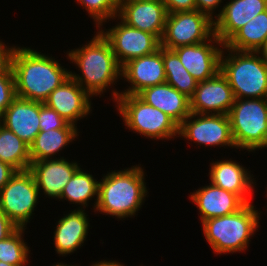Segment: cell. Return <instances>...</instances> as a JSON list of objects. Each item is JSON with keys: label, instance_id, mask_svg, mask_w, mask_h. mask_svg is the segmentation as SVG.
<instances>
[{"label": "cell", "instance_id": "6da1fadb", "mask_svg": "<svg viewBox=\"0 0 267 266\" xmlns=\"http://www.w3.org/2000/svg\"><path fill=\"white\" fill-rule=\"evenodd\" d=\"M58 62L34 49L12 46L9 64L15 78L16 96L44 103L70 77L71 71Z\"/></svg>", "mask_w": 267, "mask_h": 266}, {"label": "cell", "instance_id": "7a4b0ae2", "mask_svg": "<svg viewBox=\"0 0 267 266\" xmlns=\"http://www.w3.org/2000/svg\"><path fill=\"white\" fill-rule=\"evenodd\" d=\"M86 45L67 52L68 59L76 64L81 76L70 72V76L92 97L101 95L121 77V66L109 41L98 30Z\"/></svg>", "mask_w": 267, "mask_h": 266}, {"label": "cell", "instance_id": "3957f363", "mask_svg": "<svg viewBox=\"0 0 267 266\" xmlns=\"http://www.w3.org/2000/svg\"><path fill=\"white\" fill-rule=\"evenodd\" d=\"M144 176L139 165L108 172L101 179L102 182L99 181L95 211L117 219L134 216L148 194Z\"/></svg>", "mask_w": 267, "mask_h": 266}, {"label": "cell", "instance_id": "277c9868", "mask_svg": "<svg viewBox=\"0 0 267 266\" xmlns=\"http://www.w3.org/2000/svg\"><path fill=\"white\" fill-rule=\"evenodd\" d=\"M226 49L229 54L224 56L222 52L220 72L229 82L235 99L267 98V60L261 52L238 51L224 45Z\"/></svg>", "mask_w": 267, "mask_h": 266}, {"label": "cell", "instance_id": "5b68a950", "mask_svg": "<svg viewBox=\"0 0 267 266\" xmlns=\"http://www.w3.org/2000/svg\"><path fill=\"white\" fill-rule=\"evenodd\" d=\"M254 207L246 203L232 214L201 222L204 236L215 253L230 254L248 248L251 236L259 227L260 213Z\"/></svg>", "mask_w": 267, "mask_h": 266}, {"label": "cell", "instance_id": "8992f818", "mask_svg": "<svg viewBox=\"0 0 267 266\" xmlns=\"http://www.w3.org/2000/svg\"><path fill=\"white\" fill-rule=\"evenodd\" d=\"M227 115L237 149L267 147V98L235 99Z\"/></svg>", "mask_w": 267, "mask_h": 266}, {"label": "cell", "instance_id": "52a82bcc", "mask_svg": "<svg viewBox=\"0 0 267 266\" xmlns=\"http://www.w3.org/2000/svg\"><path fill=\"white\" fill-rule=\"evenodd\" d=\"M116 107L125 126L151 139H169L178 135V125L161 110L148 105L137 95L120 94Z\"/></svg>", "mask_w": 267, "mask_h": 266}, {"label": "cell", "instance_id": "ba28073f", "mask_svg": "<svg viewBox=\"0 0 267 266\" xmlns=\"http://www.w3.org/2000/svg\"><path fill=\"white\" fill-rule=\"evenodd\" d=\"M39 194L32 172L29 169L16 171L0 190V209L18 228H25Z\"/></svg>", "mask_w": 267, "mask_h": 266}, {"label": "cell", "instance_id": "9c48e42d", "mask_svg": "<svg viewBox=\"0 0 267 266\" xmlns=\"http://www.w3.org/2000/svg\"><path fill=\"white\" fill-rule=\"evenodd\" d=\"M214 35V21L198 10L168 13L161 47L175 48L208 41Z\"/></svg>", "mask_w": 267, "mask_h": 266}, {"label": "cell", "instance_id": "30bf717a", "mask_svg": "<svg viewBox=\"0 0 267 266\" xmlns=\"http://www.w3.org/2000/svg\"><path fill=\"white\" fill-rule=\"evenodd\" d=\"M178 135L200 145L236 147L230 120L224 114L190 113L178 126Z\"/></svg>", "mask_w": 267, "mask_h": 266}, {"label": "cell", "instance_id": "8fae6325", "mask_svg": "<svg viewBox=\"0 0 267 266\" xmlns=\"http://www.w3.org/2000/svg\"><path fill=\"white\" fill-rule=\"evenodd\" d=\"M100 30L109 41L121 67L126 62L152 54L161 47L160 40L154 34L130 27L122 20L108 31Z\"/></svg>", "mask_w": 267, "mask_h": 266}, {"label": "cell", "instance_id": "7c38bea8", "mask_svg": "<svg viewBox=\"0 0 267 266\" xmlns=\"http://www.w3.org/2000/svg\"><path fill=\"white\" fill-rule=\"evenodd\" d=\"M121 77L131 83L124 92L113 91L114 101L120 94L137 95L145 88L163 84L166 82L164 62L162 59V47L152 54L144 55L139 58L126 62L121 68Z\"/></svg>", "mask_w": 267, "mask_h": 266}, {"label": "cell", "instance_id": "4fadbf2b", "mask_svg": "<svg viewBox=\"0 0 267 266\" xmlns=\"http://www.w3.org/2000/svg\"><path fill=\"white\" fill-rule=\"evenodd\" d=\"M211 43H216V45ZM223 48L224 44L213 35L206 42L181 46L173 49V51L178 55L187 71L200 82L211 79L220 72Z\"/></svg>", "mask_w": 267, "mask_h": 266}, {"label": "cell", "instance_id": "5bb4252c", "mask_svg": "<svg viewBox=\"0 0 267 266\" xmlns=\"http://www.w3.org/2000/svg\"><path fill=\"white\" fill-rule=\"evenodd\" d=\"M234 102L233 90L219 72L211 79L198 82L194 95L190 98V112L227 115Z\"/></svg>", "mask_w": 267, "mask_h": 266}, {"label": "cell", "instance_id": "9a60e30c", "mask_svg": "<svg viewBox=\"0 0 267 266\" xmlns=\"http://www.w3.org/2000/svg\"><path fill=\"white\" fill-rule=\"evenodd\" d=\"M161 0L119 1L118 19L128 26L154 34L161 39L167 18Z\"/></svg>", "mask_w": 267, "mask_h": 266}, {"label": "cell", "instance_id": "2e32d148", "mask_svg": "<svg viewBox=\"0 0 267 266\" xmlns=\"http://www.w3.org/2000/svg\"><path fill=\"white\" fill-rule=\"evenodd\" d=\"M91 96L70 76L58 86L44 101L65 121L76 126L79 118L91 112Z\"/></svg>", "mask_w": 267, "mask_h": 266}, {"label": "cell", "instance_id": "e0dca14e", "mask_svg": "<svg viewBox=\"0 0 267 266\" xmlns=\"http://www.w3.org/2000/svg\"><path fill=\"white\" fill-rule=\"evenodd\" d=\"M214 19V35L225 44L241 27L267 10V0H230Z\"/></svg>", "mask_w": 267, "mask_h": 266}, {"label": "cell", "instance_id": "ac0fdd59", "mask_svg": "<svg viewBox=\"0 0 267 266\" xmlns=\"http://www.w3.org/2000/svg\"><path fill=\"white\" fill-rule=\"evenodd\" d=\"M79 168L77 162L66 161L61 157L31 162L29 170L35 178L39 193L43 190L49 198L59 199L64 187Z\"/></svg>", "mask_w": 267, "mask_h": 266}, {"label": "cell", "instance_id": "d6986e66", "mask_svg": "<svg viewBox=\"0 0 267 266\" xmlns=\"http://www.w3.org/2000/svg\"><path fill=\"white\" fill-rule=\"evenodd\" d=\"M39 102L16 97L0 116V124L31 145L40 132Z\"/></svg>", "mask_w": 267, "mask_h": 266}, {"label": "cell", "instance_id": "ffe728a7", "mask_svg": "<svg viewBox=\"0 0 267 266\" xmlns=\"http://www.w3.org/2000/svg\"><path fill=\"white\" fill-rule=\"evenodd\" d=\"M190 199L199 208L201 222L232 214L246 204L237 194L213 184L201 187L191 193Z\"/></svg>", "mask_w": 267, "mask_h": 266}, {"label": "cell", "instance_id": "44dd1931", "mask_svg": "<svg viewBox=\"0 0 267 266\" xmlns=\"http://www.w3.org/2000/svg\"><path fill=\"white\" fill-rule=\"evenodd\" d=\"M137 96L167 114L178 126L190 115V99L168 83L151 86Z\"/></svg>", "mask_w": 267, "mask_h": 266}, {"label": "cell", "instance_id": "7402d4cb", "mask_svg": "<svg viewBox=\"0 0 267 266\" xmlns=\"http://www.w3.org/2000/svg\"><path fill=\"white\" fill-rule=\"evenodd\" d=\"M244 168L231 159L214 162L209 170L211 184L237 194L245 203H250L248 196L255 187L254 178L252 179L254 176Z\"/></svg>", "mask_w": 267, "mask_h": 266}, {"label": "cell", "instance_id": "603a6c76", "mask_svg": "<svg viewBox=\"0 0 267 266\" xmlns=\"http://www.w3.org/2000/svg\"><path fill=\"white\" fill-rule=\"evenodd\" d=\"M89 221L85 209L80 207L59 219L54 232V245L58 254L74 253L88 235Z\"/></svg>", "mask_w": 267, "mask_h": 266}, {"label": "cell", "instance_id": "cb8c5ba5", "mask_svg": "<svg viewBox=\"0 0 267 266\" xmlns=\"http://www.w3.org/2000/svg\"><path fill=\"white\" fill-rule=\"evenodd\" d=\"M267 42V10L241 27L224 45L238 51H261Z\"/></svg>", "mask_w": 267, "mask_h": 266}, {"label": "cell", "instance_id": "d4e9b609", "mask_svg": "<svg viewBox=\"0 0 267 266\" xmlns=\"http://www.w3.org/2000/svg\"><path fill=\"white\" fill-rule=\"evenodd\" d=\"M78 128H60L40 131L30 145L31 162L51 159L78 137ZM53 155V156H52Z\"/></svg>", "mask_w": 267, "mask_h": 266}, {"label": "cell", "instance_id": "484cf974", "mask_svg": "<svg viewBox=\"0 0 267 266\" xmlns=\"http://www.w3.org/2000/svg\"><path fill=\"white\" fill-rule=\"evenodd\" d=\"M0 161L16 171L28 170L31 165L30 146L0 124Z\"/></svg>", "mask_w": 267, "mask_h": 266}, {"label": "cell", "instance_id": "4316f807", "mask_svg": "<svg viewBox=\"0 0 267 266\" xmlns=\"http://www.w3.org/2000/svg\"><path fill=\"white\" fill-rule=\"evenodd\" d=\"M98 184L99 181H96L92 174L86 173V171L79 168L70 181L64 187L60 200H68L69 203L82 205V208H86L89 203V200L96 196V201L94 202V210L98 201ZM84 206V207H83Z\"/></svg>", "mask_w": 267, "mask_h": 266}, {"label": "cell", "instance_id": "83f0119b", "mask_svg": "<svg viewBox=\"0 0 267 266\" xmlns=\"http://www.w3.org/2000/svg\"><path fill=\"white\" fill-rule=\"evenodd\" d=\"M162 59L164 62L166 83L190 99L194 95L198 81L187 71L173 50L162 47Z\"/></svg>", "mask_w": 267, "mask_h": 266}, {"label": "cell", "instance_id": "f1b7e54d", "mask_svg": "<svg viewBox=\"0 0 267 266\" xmlns=\"http://www.w3.org/2000/svg\"><path fill=\"white\" fill-rule=\"evenodd\" d=\"M17 228L6 239L0 241V261L14 266H24L28 262L29 247L24 239V230Z\"/></svg>", "mask_w": 267, "mask_h": 266}, {"label": "cell", "instance_id": "f546056e", "mask_svg": "<svg viewBox=\"0 0 267 266\" xmlns=\"http://www.w3.org/2000/svg\"><path fill=\"white\" fill-rule=\"evenodd\" d=\"M88 14L94 19L95 24L101 28L107 19H115L119 12V0H77Z\"/></svg>", "mask_w": 267, "mask_h": 266}, {"label": "cell", "instance_id": "4dcf8cb0", "mask_svg": "<svg viewBox=\"0 0 267 266\" xmlns=\"http://www.w3.org/2000/svg\"><path fill=\"white\" fill-rule=\"evenodd\" d=\"M16 97L15 78L8 63L3 69H0V116Z\"/></svg>", "mask_w": 267, "mask_h": 266}, {"label": "cell", "instance_id": "1f68e13d", "mask_svg": "<svg viewBox=\"0 0 267 266\" xmlns=\"http://www.w3.org/2000/svg\"><path fill=\"white\" fill-rule=\"evenodd\" d=\"M40 131L55 130L60 128H77L65 121L55 110L39 102Z\"/></svg>", "mask_w": 267, "mask_h": 266}, {"label": "cell", "instance_id": "d6a6232c", "mask_svg": "<svg viewBox=\"0 0 267 266\" xmlns=\"http://www.w3.org/2000/svg\"><path fill=\"white\" fill-rule=\"evenodd\" d=\"M167 13L185 12L196 10L195 0H161Z\"/></svg>", "mask_w": 267, "mask_h": 266}, {"label": "cell", "instance_id": "836d02e7", "mask_svg": "<svg viewBox=\"0 0 267 266\" xmlns=\"http://www.w3.org/2000/svg\"><path fill=\"white\" fill-rule=\"evenodd\" d=\"M196 10L201 13L206 14L212 21H214L213 11L216 9L219 4L222 3V0H195Z\"/></svg>", "mask_w": 267, "mask_h": 266}, {"label": "cell", "instance_id": "e575fe53", "mask_svg": "<svg viewBox=\"0 0 267 266\" xmlns=\"http://www.w3.org/2000/svg\"><path fill=\"white\" fill-rule=\"evenodd\" d=\"M18 227L0 209V241L6 239Z\"/></svg>", "mask_w": 267, "mask_h": 266}, {"label": "cell", "instance_id": "d590c367", "mask_svg": "<svg viewBox=\"0 0 267 266\" xmlns=\"http://www.w3.org/2000/svg\"><path fill=\"white\" fill-rule=\"evenodd\" d=\"M16 170L9 164L0 161V190L8 183Z\"/></svg>", "mask_w": 267, "mask_h": 266}, {"label": "cell", "instance_id": "8d00e7d4", "mask_svg": "<svg viewBox=\"0 0 267 266\" xmlns=\"http://www.w3.org/2000/svg\"><path fill=\"white\" fill-rule=\"evenodd\" d=\"M5 46V43L0 41V69H3L9 63V57L12 47Z\"/></svg>", "mask_w": 267, "mask_h": 266}, {"label": "cell", "instance_id": "74e56055", "mask_svg": "<svg viewBox=\"0 0 267 266\" xmlns=\"http://www.w3.org/2000/svg\"><path fill=\"white\" fill-rule=\"evenodd\" d=\"M91 266H123V264H120V262L116 261H100L93 263Z\"/></svg>", "mask_w": 267, "mask_h": 266}, {"label": "cell", "instance_id": "f35d334b", "mask_svg": "<svg viewBox=\"0 0 267 266\" xmlns=\"http://www.w3.org/2000/svg\"><path fill=\"white\" fill-rule=\"evenodd\" d=\"M260 52L265 57V59L267 60V50H261Z\"/></svg>", "mask_w": 267, "mask_h": 266}, {"label": "cell", "instance_id": "ab89813d", "mask_svg": "<svg viewBox=\"0 0 267 266\" xmlns=\"http://www.w3.org/2000/svg\"><path fill=\"white\" fill-rule=\"evenodd\" d=\"M0 266H14V265L8 264V263L3 262V261H0Z\"/></svg>", "mask_w": 267, "mask_h": 266}, {"label": "cell", "instance_id": "60d3db41", "mask_svg": "<svg viewBox=\"0 0 267 266\" xmlns=\"http://www.w3.org/2000/svg\"><path fill=\"white\" fill-rule=\"evenodd\" d=\"M53 266H74V265H67V264H63V263H57L56 265H53ZM76 266V265H75Z\"/></svg>", "mask_w": 267, "mask_h": 266}, {"label": "cell", "instance_id": "b9f144b4", "mask_svg": "<svg viewBox=\"0 0 267 266\" xmlns=\"http://www.w3.org/2000/svg\"><path fill=\"white\" fill-rule=\"evenodd\" d=\"M119 1H151V0H119Z\"/></svg>", "mask_w": 267, "mask_h": 266}, {"label": "cell", "instance_id": "7bdbcfd3", "mask_svg": "<svg viewBox=\"0 0 267 266\" xmlns=\"http://www.w3.org/2000/svg\"><path fill=\"white\" fill-rule=\"evenodd\" d=\"M262 50H267V42H266L265 46L262 48Z\"/></svg>", "mask_w": 267, "mask_h": 266}]
</instances>
